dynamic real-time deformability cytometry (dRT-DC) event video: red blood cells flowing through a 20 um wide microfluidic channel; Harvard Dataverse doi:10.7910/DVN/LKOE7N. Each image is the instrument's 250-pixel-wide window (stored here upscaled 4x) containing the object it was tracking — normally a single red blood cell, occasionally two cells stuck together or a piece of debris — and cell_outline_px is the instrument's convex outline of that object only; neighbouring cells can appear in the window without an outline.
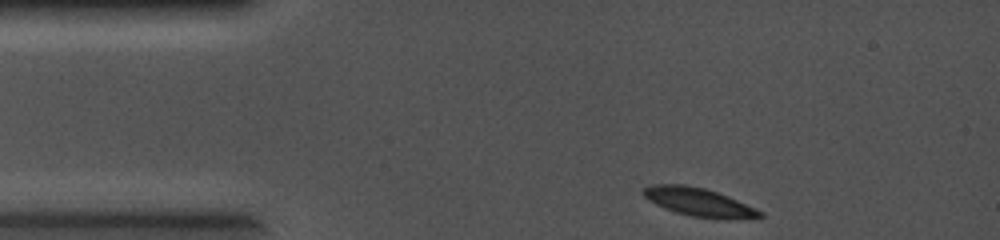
{"species": "common noctule bat (a hibernating species)", "species_latin": "Nyctalus noctula", "temperature_condition": "cold", "stored_images_in_passage": 29, "camera_frame_rate_fps": 5000, "um_per_image_px": 0.085, "animal": {"sex": "female", "body_mass_g": 19.0, "forearm_length_mm": 56.7}, "frame": {"image": 1, "passage_image": 1, "time_ms": 0.0, "image_size_px": [1000, 240], "cell_outline_px": [[764, 216], [692, 216], [676, 212], [656, 204], [648, 200], [640, 192], [644, 188], [652, 184], [684, 184], [704, 188], [728, 196], [756, 208], [764, 212]], "centroid_in_image_um": [59.27, 17.1], "position_along_channel_um": 25.7, "area_um2": 18.21}}
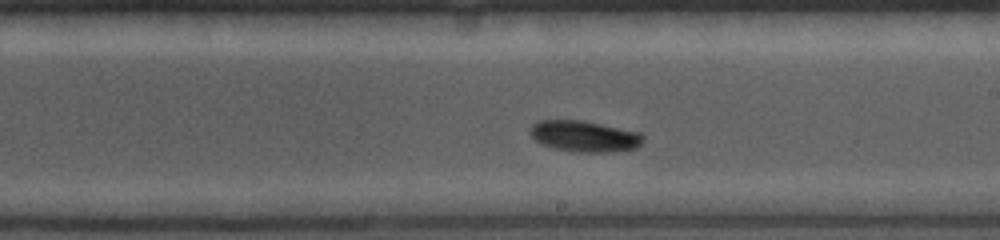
{"frame": {"image": 2, "passage_image": 17, "time_ms": 3.2, "image_size_px": [1000, 240], "cell_outline_px": [[644, 140], [636, 148], [616, 152], [572, 152], [552, 148], [536, 140], [528, 132], [532, 124], [540, 120], [584, 120], [640, 132], [644, 136]], "centroid_in_image_um": [49.69, 11.58], "position_along_channel_um": 239.3, "area_um2": 20.75}}
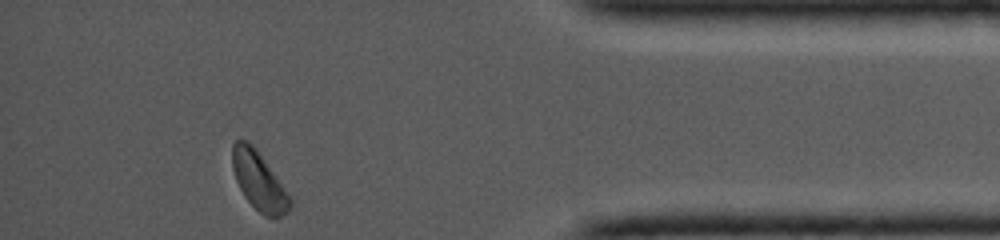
{"frame": {"image": 3, "passage_image": 29, "time_ms": 5.6, "image_size_px": [1000, 240], "cell_outline_px": [[292, 208], [288, 212], [280, 216], [264, 216], [244, 196], [236, 180], [232, 168], [232, 144], [236, 140], [248, 140], [256, 148], [284, 188], [292, 200]], "centroid_in_image_um": [21.99, 15.36], "position_along_channel_um": 413.2, "area_um2": 19.31}}